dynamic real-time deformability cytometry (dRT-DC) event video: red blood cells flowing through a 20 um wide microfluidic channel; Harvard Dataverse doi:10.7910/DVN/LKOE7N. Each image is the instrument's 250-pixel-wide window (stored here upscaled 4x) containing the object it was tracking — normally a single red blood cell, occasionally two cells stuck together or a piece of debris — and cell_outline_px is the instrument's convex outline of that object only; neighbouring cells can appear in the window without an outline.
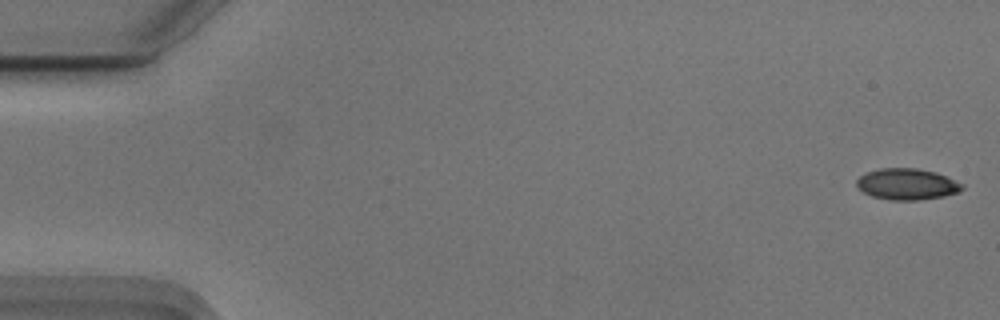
{"species": "Egyptian fruit bat (a non-hibernating species)", "species_latin": "Rousettus aegyptiacus", "temperature_condition": "cold", "stored_images_in_passage": 55, "camera_frame_rate_fps": 3000, "um_per_image_px": 0.085, "animal": {"sex": "male"}, "frame": {"image": 1, "passage_image": 1, "time_ms": 0.0, "image_size_px": [1000, 320], "cell_outline_px": [[964, 188], [960, 192], [944, 196], [920, 200], [892, 200], [872, 196], [856, 188], [856, 180], [860, 176], [868, 172], [880, 168], [916, 168], [936, 172], [948, 176], [964, 184]], "centroid_in_image_um": [77.13, 15.65], "position_along_channel_um": 7.9, "area_um2": 19.42}}
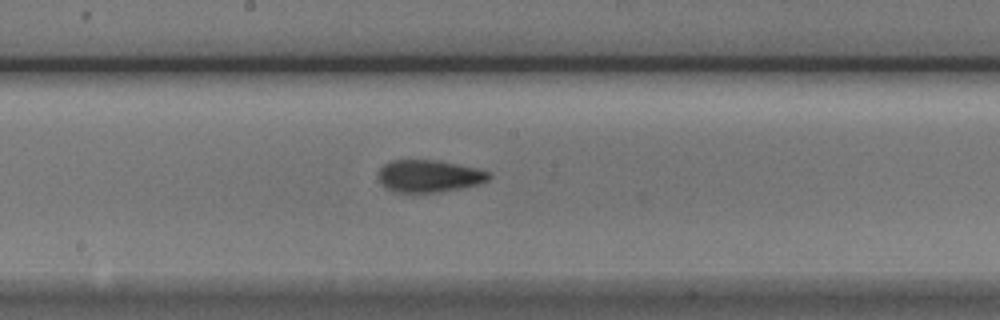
{"frame": {"image": 2, "passage_image": 29, "time_ms": 9.333, "image_size_px": [1000, 320], "cell_outline_px": [[492, 176], [488, 180], [480, 184], [440, 192], [412, 196], [392, 192], [384, 188], [380, 184], [376, 176], [380, 168], [384, 164], [392, 160], [432, 160], [456, 164], [476, 168], [492, 172]], "centroid_in_image_um": [36.39, 15.02], "position_along_channel_um": 211.8, "area_um2": 21.73}}
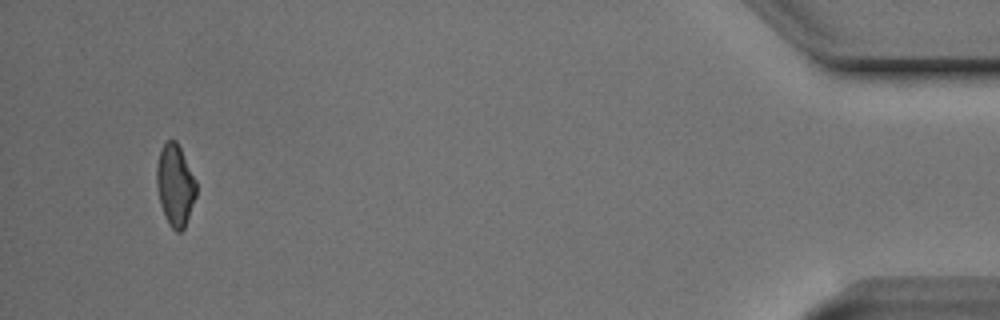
{"frame": {"image": 3, "passage_image": 52, "time_ms": 17.0, "image_size_px": [1000, 320], "cell_outline_px": [[196, 196], [184, 228], [180, 232], [176, 232], [168, 224], [160, 204], [156, 188], [156, 168], [160, 152], [164, 144], [168, 140], [176, 140], [196, 180]], "centroid_in_image_um": [14.88, 15.76], "position_along_channel_um": 420.3, "area_um2": 18.73}, "authors_computed_cell_mechanics": {"area_um2": 19.941, "velocity_mm_per_s": 3.7467, "shape_relaxation_time_tau1_ms": 4.23, "shape_relaxation_time_tau2_ms": 2.4438, "deformation_change_tau1": 0.1658, "deformation_change_tau2": 0.1002}}